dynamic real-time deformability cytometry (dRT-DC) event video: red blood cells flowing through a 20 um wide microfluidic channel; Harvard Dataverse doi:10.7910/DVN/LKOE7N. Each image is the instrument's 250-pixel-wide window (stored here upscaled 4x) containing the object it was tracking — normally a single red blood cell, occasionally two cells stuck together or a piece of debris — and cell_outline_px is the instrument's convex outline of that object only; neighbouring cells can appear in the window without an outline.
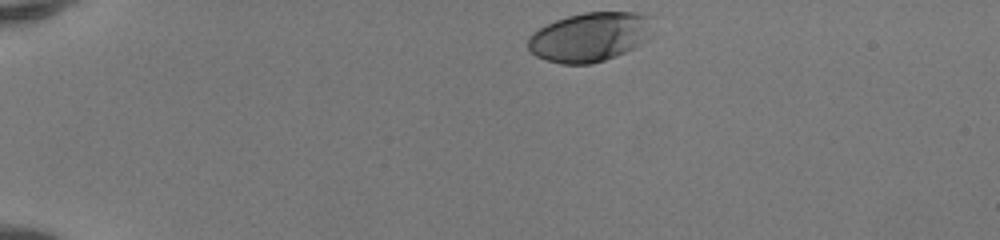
{"species": "human", "species_latin": "Homo sapiens", "temperature_condition": "room temperature", "stored_images_in_passage": 37, "camera_frame_rate_fps": 3000, "um_per_image_px": 0.085, "donor": {"sex": "female"}, "frame": {"image": 1, "passage_image": 1, "time_ms": 0.0, "image_size_px": [1000, 240], "cell_outline_px": [[648, 40], [616, 56], [592, 64], [560, 64], [536, 56], [528, 48], [528, 36], [532, 32], [556, 20], [568, 16], [584, 12], [640, 12], [648, 16]], "centroid_in_image_um": [50.08, 3.15], "position_along_channel_um": 34.9, "area_um2": 35.37}}
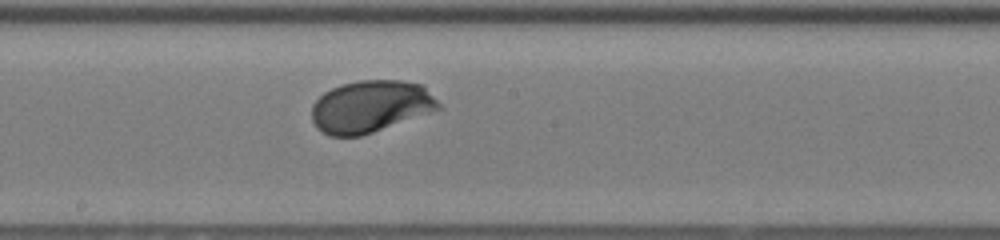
{"frame": {"image": 2, "passage_image": 20, "time_ms": 6.333, "image_size_px": [1000, 240], "cell_outline_px": [[444, 108], [360, 136], [328, 136], [320, 132], [316, 128], [312, 120], [312, 104], [324, 92], [340, 84], [360, 80], [400, 80], [424, 84]], "centroid_in_image_um": [31.51, 9.04], "position_along_channel_um": 216.7, "area_um2": 38.84}}
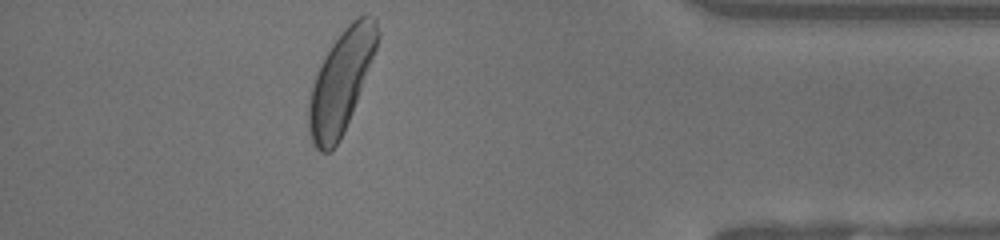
{"frame": {"image": 3, "passage_image": 36, "time_ms": 11.667, "image_size_px": [1000, 240], "cell_outline_px": [[380, 36], [376, 48], [352, 112], [340, 140], [328, 152], [320, 152], [312, 144], [308, 132], [308, 104], [316, 72], [320, 64], [332, 44], [340, 32], [356, 16], [368, 12], [376, 16], [380, 32]], "centroid_in_image_um": [28.99, 6.87], "position_along_channel_um": 406.2, "area_um2": 40.58}, "authors_computed_cell_mechanics": {"area_um2": 37.1654, "velocity_mm_per_s": 4.1098, "shape_relaxation_time_tau1_ms": 1.6002, "shape_relaxation_time_tau2_ms": null, "deformation_change_tau1": 0.13, "deformation_change_tau2": null}}